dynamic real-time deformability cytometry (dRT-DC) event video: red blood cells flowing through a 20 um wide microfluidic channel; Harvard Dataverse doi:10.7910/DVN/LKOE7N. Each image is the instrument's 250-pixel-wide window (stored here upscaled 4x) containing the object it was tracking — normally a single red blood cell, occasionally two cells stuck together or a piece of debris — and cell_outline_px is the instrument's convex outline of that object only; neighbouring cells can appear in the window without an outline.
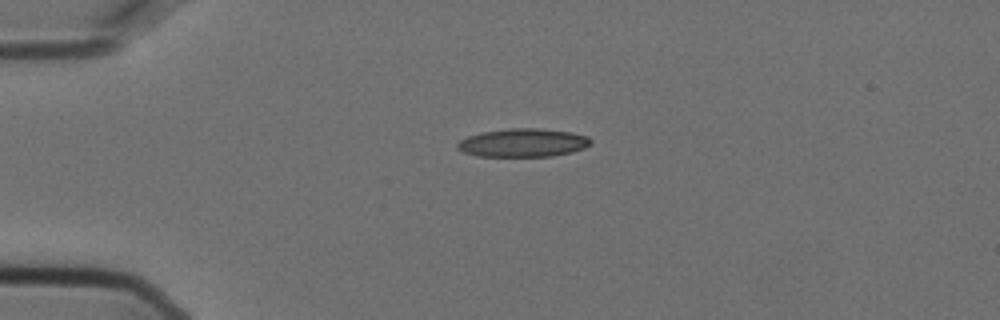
{"species": "Egyptian fruit bat (a non-hibernating species)", "species_latin": "Rousettus aegyptiacus", "temperature_condition": "cold", "stored_images_in_passage": 3, "camera_frame_rate_fps": 3000, "um_per_image_px": 0.085, "animal": {"sex": "female"}, "frame": {"image": 1, "passage_image": 1, "time_ms": 0.0, "image_size_px": [1000, 320], "cell_outline_px": [[592, 144], [584, 148], [572, 152], [552, 156], [476, 156], [464, 152], [456, 148], [456, 144], [460, 140], [468, 136], [480, 132], [512, 128], [536, 128], [572, 132], [588, 136], [592, 140]], "centroid_in_image_um": [44.47, 12.13], "position_along_channel_um": 40.5, "area_um2": 22.14}}
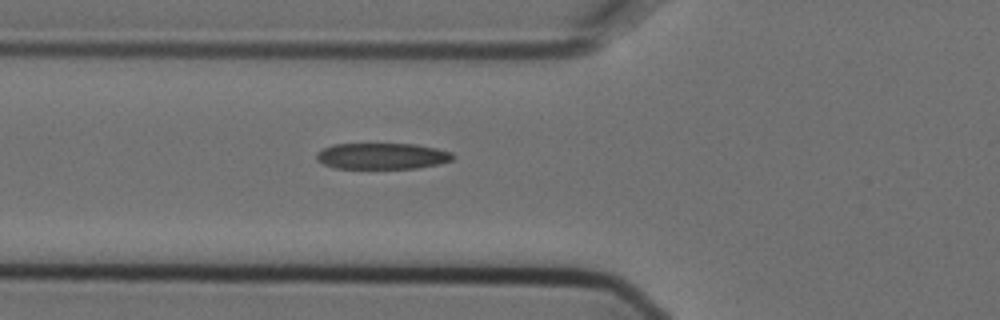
{"frame": {"image": 2, "passage_image": 3, "time_ms": 0.667, "image_size_px": [1000, 320], "cell_outline_px": [[456, 156], [452, 160], [440, 164], [416, 168], [336, 168], [324, 164], [316, 160], [316, 152], [332, 144], [416, 144], [436, 148], [452, 152]], "centroid_in_image_um": [32.5, 13.26], "position_along_channel_um": 93.3, "area_um2": 20.87}}